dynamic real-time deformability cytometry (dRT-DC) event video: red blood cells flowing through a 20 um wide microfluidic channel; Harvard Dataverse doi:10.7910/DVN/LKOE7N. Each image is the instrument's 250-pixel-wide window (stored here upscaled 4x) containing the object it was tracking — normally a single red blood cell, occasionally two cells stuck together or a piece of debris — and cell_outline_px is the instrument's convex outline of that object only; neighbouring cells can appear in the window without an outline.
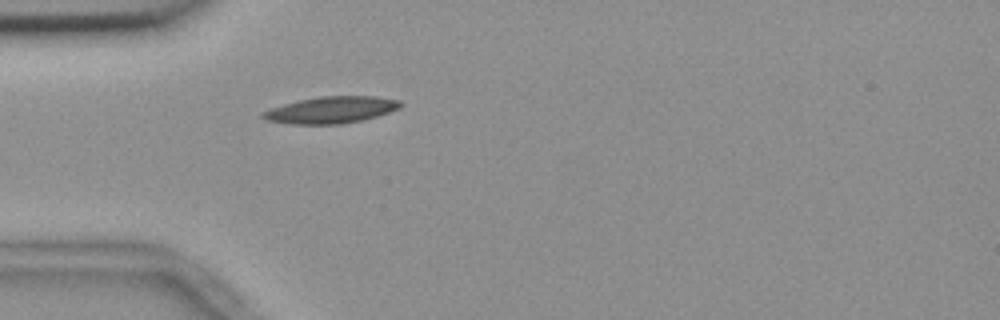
{"species": "common noctule bat (a hibernating species)", "species_latin": "Nyctalus noctula", "temperature_condition": "room temperature", "stored_images_in_passage": 36, "camera_frame_rate_fps": 3000, "um_per_image_px": 0.085, "animal": {"sex": "female", "body_mass_g": 18.4}, "frame": {"image": 1, "passage_image": 1, "time_ms": 0.0, "image_size_px": [1000, 320], "cell_outline_px": [[404, 104], [400, 108], [376, 116], [360, 120], [340, 124], [292, 124], [264, 120], [260, 116], [260, 112], [268, 108], [300, 100], [320, 96], [376, 96], [400, 100]], "centroid_in_image_um": [28.11, 9.34], "position_along_channel_um": 56.9, "area_um2": 21.5}}
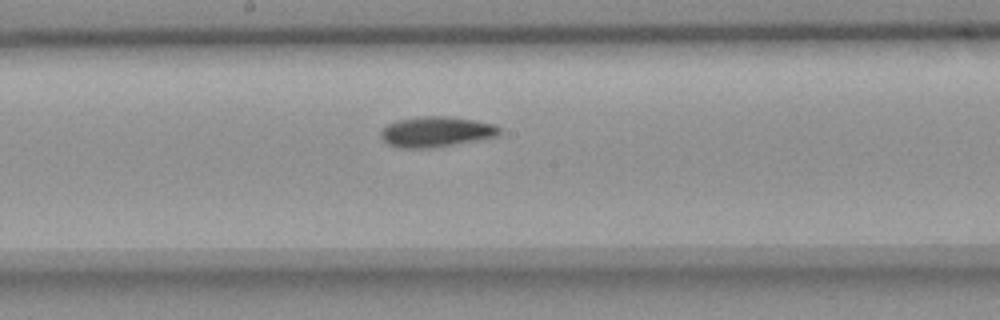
{"frame": {"image": 2, "passage_image": 14, "time_ms": 4.333, "image_size_px": [1000, 320], "cell_outline_px": [[500, 132], [496, 136], [432, 148], [400, 148], [388, 144], [380, 136], [380, 132], [388, 124], [396, 120], [416, 116], [444, 116], [472, 120], [492, 124], [500, 128]], "centroid_in_image_um": [37.0, 11.2], "position_along_channel_um": 211.2, "area_um2": 20.75}}
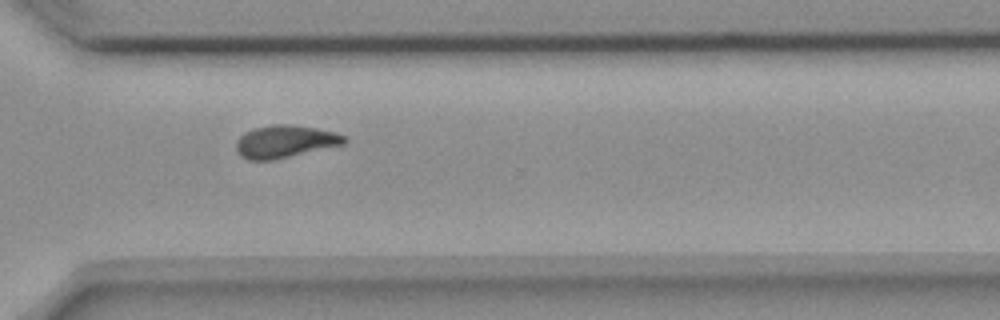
{"frame": {"image": 3, "passage_image": 25, "time_ms": 8.0, "image_size_px": [1000, 320], "cell_outline_px": [[348, 140], [344, 144], [272, 160], [248, 160], [240, 156], [236, 148], [236, 140], [244, 132], [256, 128], [272, 124], [288, 124], [316, 128], [336, 132], [344, 136]], "centroid_in_image_um": [24.21, 12.02], "position_along_channel_um": 346.4, "area_um2": 20.4}, "authors_computed_cell_mechanics": {"area_um2": 20.3456, "velocity_mm_per_s": 3.6816, "shape_relaxation_time_tau1_ms": 6.0219, "shape_relaxation_time_tau2_ms": 4.6638, "deformation_change_tau1": 0.1771, "deformation_change_tau2": 0.116}}